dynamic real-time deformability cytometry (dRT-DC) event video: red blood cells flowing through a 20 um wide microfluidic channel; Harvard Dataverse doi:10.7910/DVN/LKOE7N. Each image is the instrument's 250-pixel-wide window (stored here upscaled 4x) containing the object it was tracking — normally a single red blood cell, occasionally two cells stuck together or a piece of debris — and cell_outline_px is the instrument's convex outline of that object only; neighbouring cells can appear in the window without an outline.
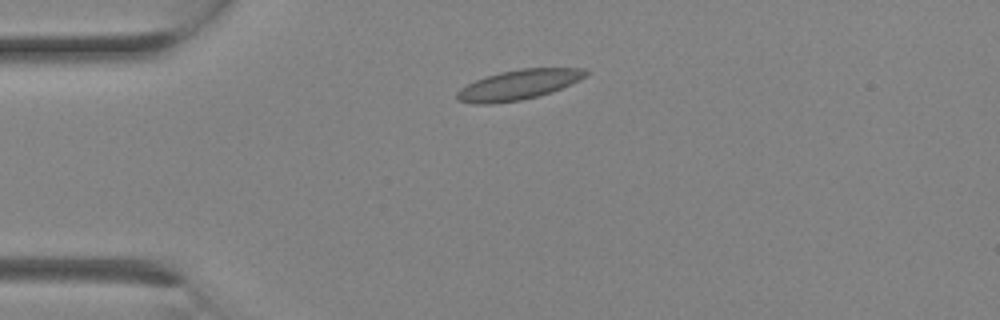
{"species": "Egyptian fruit bat (a non-hibernating species)", "species_latin": "Rousettus aegyptiacus", "temperature_condition": "room temperature", "stored_images_in_passage": 15, "camera_frame_rate_fps": 3000, "um_per_image_px": 0.085, "animal": {"sex": "female"}, "frame": {"image": 1, "passage_image": 4, "time_ms": 1.0, "image_size_px": [1000, 320], "cell_outline_px": [[588, 76], [580, 80], [552, 92], [520, 100], [492, 104], [472, 104], [456, 100], [456, 92], [460, 88], [476, 80], [500, 72], [520, 68], [584, 68], [588, 72]], "centroid_in_image_um": [44.07, 7.21], "position_along_channel_um": 40.9, "area_um2": 22.48}}
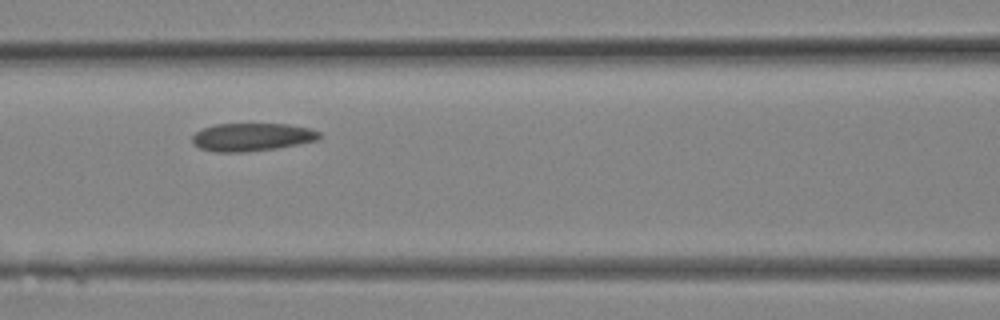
{"frame": {"image": 2, "passage_image": 9, "time_ms": 2.667, "image_size_px": [1000, 320], "cell_outline_px": [[320, 136], [316, 140], [276, 148], [248, 152], [216, 152], [200, 148], [192, 144], [192, 136], [196, 132], [204, 128], [216, 124], [288, 124], [308, 128], [320, 132]], "centroid_in_image_um": [21.37, 11.65], "position_along_channel_um": 145.2, "area_um2": 20.58}}
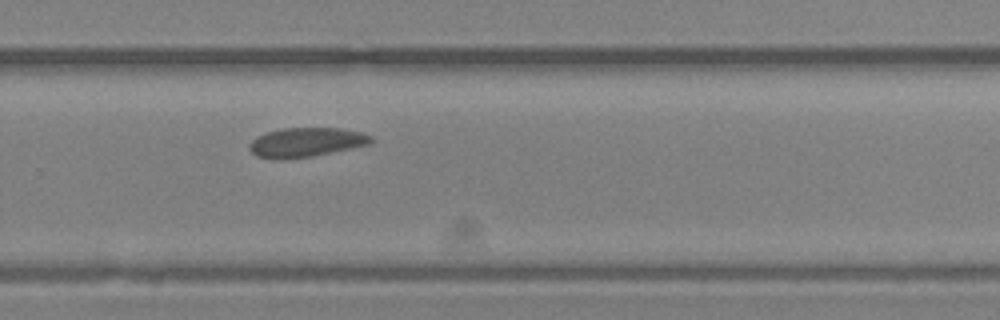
{"frame": {"image": 3, "passage_image": 15, "time_ms": 4.667, "image_size_px": [1000, 320], "cell_outline_px": [[372, 144], [312, 156], [284, 160], [272, 160], [256, 156], [248, 148], [248, 144], [256, 136], [268, 132], [284, 128], [340, 128], [360, 132], [372, 136]], "centroid_in_image_um": [25.98, 12.11], "position_along_channel_um": 303.8, "area_um2": 20.98}}